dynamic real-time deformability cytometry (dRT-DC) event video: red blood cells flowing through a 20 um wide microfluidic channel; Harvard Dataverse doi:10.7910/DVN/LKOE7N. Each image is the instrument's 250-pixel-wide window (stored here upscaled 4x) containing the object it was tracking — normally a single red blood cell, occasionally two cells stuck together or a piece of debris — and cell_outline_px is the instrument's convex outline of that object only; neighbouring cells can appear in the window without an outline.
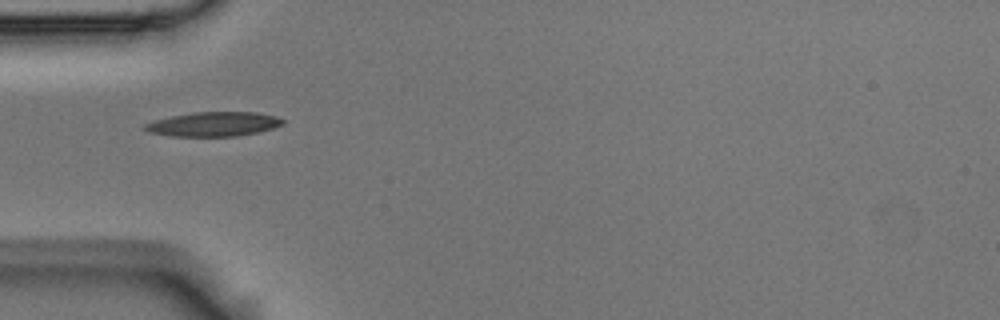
{"species": "Egyptian fruit bat (a non-hibernating species)", "species_latin": "Rousettus aegyptiacus", "temperature_condition": "room temperature", "stored_images_in_passage": 4, "camera_frame_rate_fps": 3000, "um_per_image_px": 0.085, "animal": {"sex": "male"}, "frame": {"image": 1, "passage_image": 1, "time_ms": 0.0, "image_size_px": [1000, 320], "cell_outline_px": [[284, 124], [272, 128], [256, 132], [236, 136], [172, 136], [148, 132], [144, 128], [144, 124], [156, 120], [172, 116], [192, 112], [256, 112], [276, 116], [284, 120]], "centroid_in_image_um": [18.16, 10.54], "position_along_channel_um": 66.8, "area_um2": 19.42}}
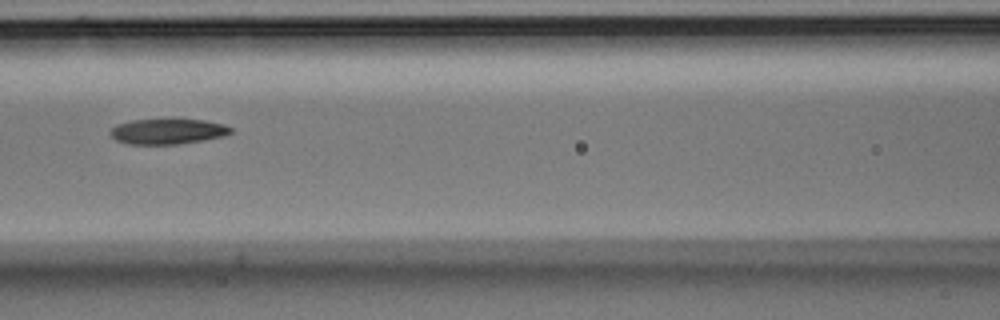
{"frame": {"image": 2, "passage_image": 3, "time_ms": 0.667, "image_size_px": [1000, 320], "cell_outline_px": [[232, 132], [224, 136], [176, 144], [128, 144], [116, 140], [108, 132], [116, 124], [132, 120], [176, 116], [204, 120], [224, 124], [232, 128]], "centroid_in_image_um": [14.24, 11.11], "position_along_channel_um": 152.4, "area_um2": 18.61}}
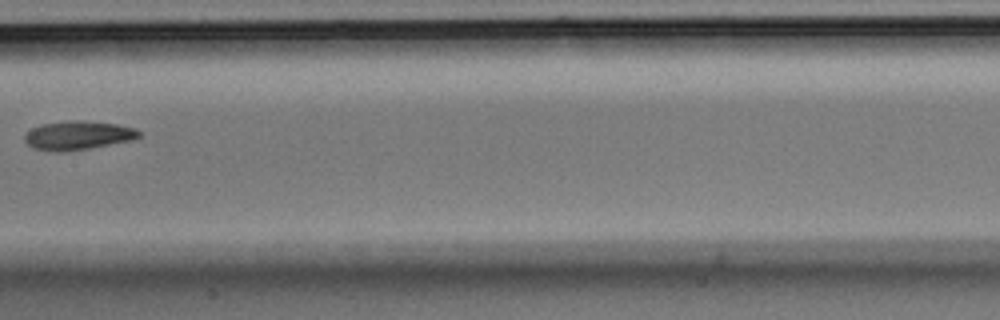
{"frame": {"image": 3, "passage_image": 4, "time_ms": 1.0, "image_size_px": [1000, 320], "cell_outline_px": [[140, 136], [132, 140], [88, 148], [64, 152], [52, 152], [32, 148], [24, 140], [24, 136], [32, 128], [40, 124], [68, 120], [84, 120], [116, 124], [136, 128], [140, 132]], "centroid_in_image_um": [6.6, 11.5], "position_along_channel_um": 200.8, "area_um2": 19.31}}